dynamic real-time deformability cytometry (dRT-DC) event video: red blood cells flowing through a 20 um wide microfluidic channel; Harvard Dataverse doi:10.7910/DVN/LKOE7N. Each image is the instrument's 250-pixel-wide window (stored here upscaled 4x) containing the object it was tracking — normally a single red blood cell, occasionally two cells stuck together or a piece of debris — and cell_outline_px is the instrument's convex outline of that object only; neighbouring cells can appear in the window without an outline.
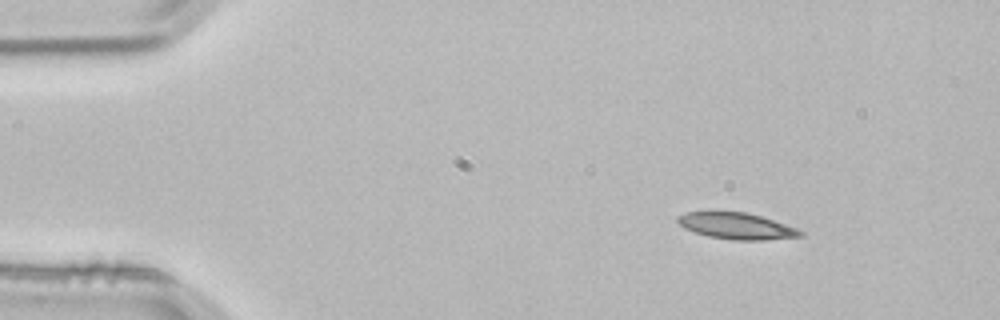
{"species": "common noctule bat (a hibernating species)", "species_latin": "Nyctalus noctula", "temperature_condition": "room temperature", "stored_images_in_passage": 2, "camera_frame_rate_fps": 3000, "um_per_image_px": 0.085, "animal": {"sex": "male", "body_mass_g": 21.5, "forearm_length_mm": 52.0}, "frame": {"image": 1, "passage_image": 1, "time_ms": 0.0, "image_size_px": [1000, 320], "cell_outline_px": [[804, 236], [764, 240], [736, 240], [708, 236], [684, 228], [676, 220], [676, 216], [684, 212], [708, 208], [712, 208], [748, 212], [796, 228], [804, 232]], "centroid_in_image_um": [62.5, 19.14], "position_along_channel_um": 22.5, "area_um2": 19.65}}